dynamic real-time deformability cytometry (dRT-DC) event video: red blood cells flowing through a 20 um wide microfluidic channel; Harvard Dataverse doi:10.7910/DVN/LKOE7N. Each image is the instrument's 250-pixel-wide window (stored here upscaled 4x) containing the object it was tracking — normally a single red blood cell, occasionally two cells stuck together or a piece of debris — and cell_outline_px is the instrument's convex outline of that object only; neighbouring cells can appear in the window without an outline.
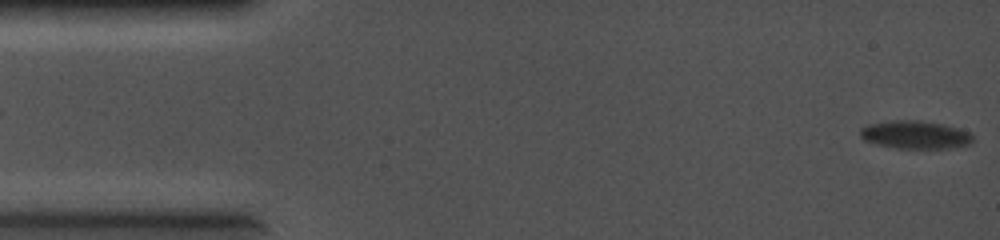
{"species": "common noctule bat (a hibernating species)", "species_latin": "Nyctalus noctula", "temperature_condition": "cold", "stored_images_in_passage": 42, "camera_frame_rate_fps": 5000, "um_per_image_px": 0.085, "animal": {"sex": "female", "body_mass_g": 19.0, "forearm_length_mm": 56.7}, "frame": {"image": 1, "passage_image": 1, "time_ms": 0.0, "image_size_px": [1000, 240], "cell_outline_px": [[972, 144], [948, 148], [896, 148], [876, 144], [864, 140], [860, 136], [860, 128], [868, 124], [888, 120], [920, 120], [944, 124], [968, 132], [972, 136]], "centroid_in_image_um": [77.75, 11.44], "position_along_channel_um": 7.3, "area_um2": 18.44}}
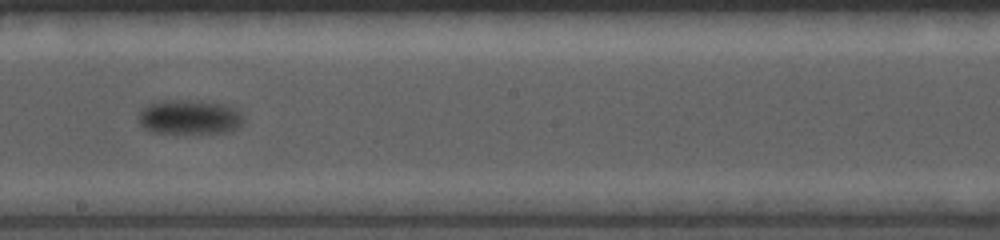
{"frame": {"image": 2, "passage_image": 25, "time_ms": 4.8, "image_size_px": [1000, 240], "cell_outline_px": [[244, 124], [232, 132], [152, 132], [144, 128], [140, 124], [140, 112], [148, 104], [160, 100], [200, 100], [224, 104], [232, 108], [240, 116]], "centroid_in_image_um": [16.1, 9.94], "position_along_channel_um": 232.1, "area_um2": 20.81}}
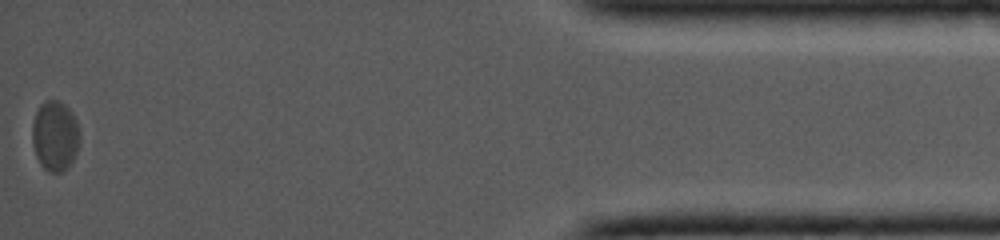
{"frame": {"image": 3, "passage_image": 42, "time_ms": 8.2, "image_size_px": [1000, 240], "cell_outline_px": [[80, 140], [76, 152], [68, 168], [60, 172], [48, 172], [40, 164], [36, 156], [32, 144], [32, 124], [36, 112], [40, 104], [44, 100], [60, 100], [72, 112], [76, 120], [80, 132]], "centroid_in_image_um": [4.67, 11.54], "position_along_channel_um": 430.5, "area_um2": 19.65}}